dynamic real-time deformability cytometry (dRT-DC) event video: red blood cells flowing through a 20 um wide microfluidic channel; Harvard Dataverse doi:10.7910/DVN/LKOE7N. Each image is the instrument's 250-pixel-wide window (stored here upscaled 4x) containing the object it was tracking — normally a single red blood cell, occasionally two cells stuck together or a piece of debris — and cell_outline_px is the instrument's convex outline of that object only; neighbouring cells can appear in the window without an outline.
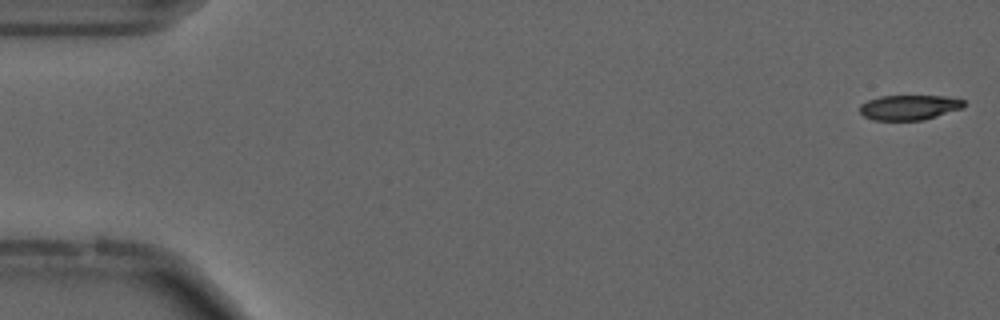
{"species": "common noctule bat (a hibernating species)", "species_latin": "Nyctalus noctula", "temperature_condition": "cold", "stored_images_in_passage": 55, "camera_frame_rate_fps": 3000, "um_per_image_px": 0.085, "animal": {"sex": "male", "forearm_length_mm": 52.5}, "frame": {"image": 1, "passage_image": 1, "time_ms": 0.0, "image_size_px": [1000, 320], "cell_outline_px": [[964, 108], [924, 120], [872, 120], [864, 116], [860, 112], [860, 104], [868, 100], [880, 96], [944, 96], [964, 100]], "centroid_in_image_um": [77.28, 9.13], "position_along_channel_um": 7.7, "area_um2": 15.2}}
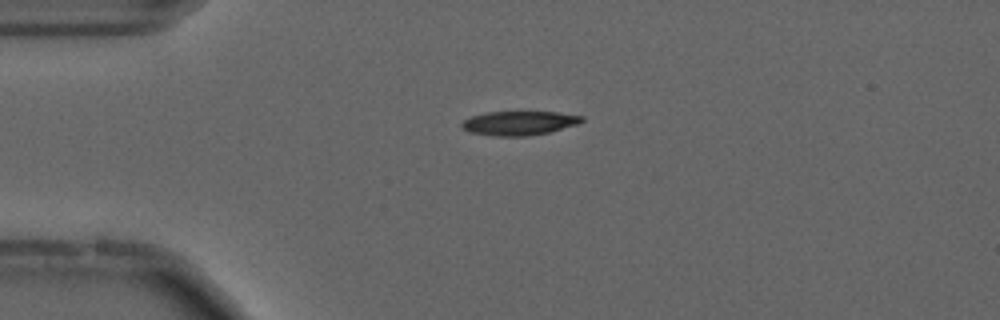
{"frame": {"image": 2, "passage_image": 13, "time_ms": 4.0, "image_size_px": [1000, 320], "cell_outline_px": [[584, 120], [580, 124], [548, 132], [528, 136], [492, 136], [468, 132], [460, 124], [464, 120], [472, 116], [484, 112], [556, 112], [584, 116]], "centroid_in_image_um": [44.14, 10.46], "position_along_channel_um": 40.9, "area_um2": 16.94}, "authors_computed_cell_mechanics": {"area_um2": 16.6464, "velocity_mm_per_s": 3.7074, "shape_relaxation_time_tau1_ms": 7.762, "shape_relaxation_time_tau2_ms": null, "deformation_change_tau1": 0.169, "deformation_change_tau2": null}}